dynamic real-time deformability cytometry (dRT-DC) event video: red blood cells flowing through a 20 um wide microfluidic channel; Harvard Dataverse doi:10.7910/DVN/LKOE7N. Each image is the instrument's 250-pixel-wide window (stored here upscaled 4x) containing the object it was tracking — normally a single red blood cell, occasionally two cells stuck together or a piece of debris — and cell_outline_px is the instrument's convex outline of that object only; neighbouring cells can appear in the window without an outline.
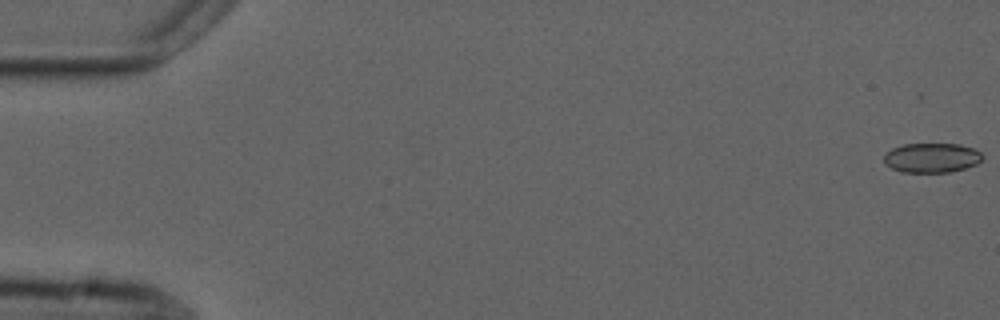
{"species": "common noctule bat (a hibernating species)", "species_latin": "Nyctalus noctula", "temperature_condition": "cold", "stored_images_in_passage": 55, "camera_frame_rate_fps": 3000, "um_per_image_px": 0.085, "animal": {"sex": "male", "forearm_length_mm": 52.5}, "frame": {"image": 1, "passage_image": 1, "time_ms": 0.0, "image_size_px": [1000, 320], "cell_outline_px": [[984, 156], [976, 164], [964, 168], [948, 172], [904, 172], [892, 168], [884, 164], [884, 156], [892, 148], [904, 144], [960, 144], [972, 148], [980, 152]], "centroid_in_image_um": [79.18, 13.41], "position_along_channel_um": 5.8, "area_um2": 16.82}}
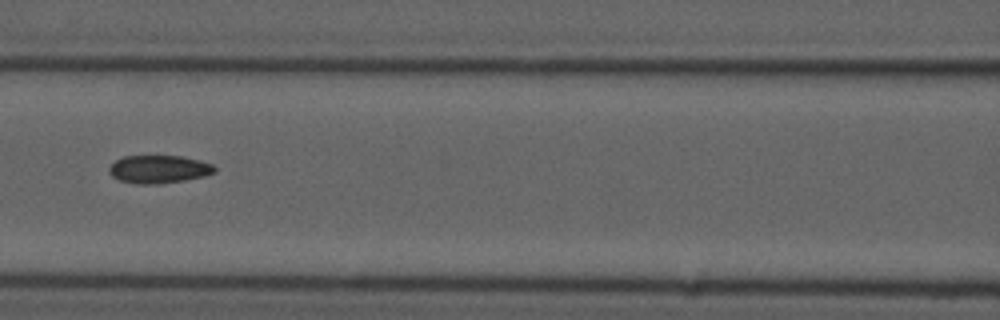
{"frame": {"image": 2, "passage_image": 25, "time_ms": 8.0, "image_size_px": [1000, 320], "cell_outline_px": [[216, 172], [204, 176], [184, 180], [160, 184], [136, 184], [120, 180], [112, 176], [108, 172], [108, 168], [116, 160], [124, 156], [184, 156], [200, 160], [212, 164], [216, 168]], "centroid_in_image_um": [13.51, 14.38], "position_along_channel_um": 153.1, "area_um2": 17.28}}
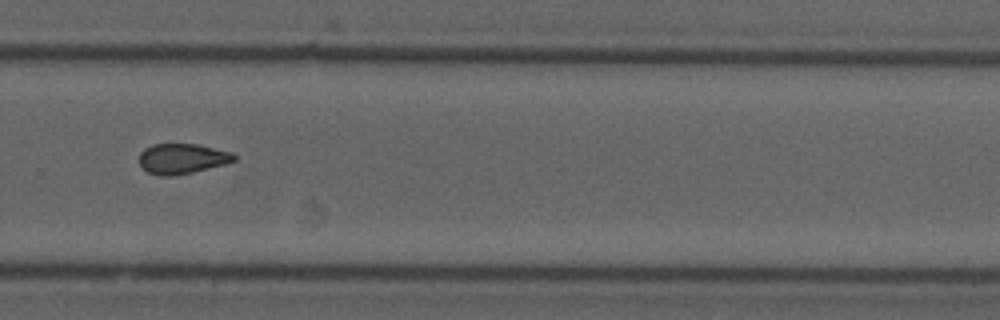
{"frame": {"image": 3, "passage_image": 38, "time_ms": 12.333, "image_size_px": [1000, 320], "cell_outline_px": [[236, 160], [224, 164], [192, 172], [172, 176], [160, 176], [148, 172], [140, 164], [140, 152], [144, 148], [152, 144], [196, 144], [232, 152], [236, 156]], "centroid_in_image_um": [15.47, 13.48], "position_along_channel_um": 314.3, "area_um2": 16.59}, "authors_computed_cell_mechanics": {"area_um2": 17.1666, "velocity_mm_per_s": 3.7373, "shape_relaxation_time_tau1_ms": null, "shape_relaxation_time_tau2_ms": 4.7917, "deformation_change_tau1": null, "deformation_change_tau2": 0.1093}}